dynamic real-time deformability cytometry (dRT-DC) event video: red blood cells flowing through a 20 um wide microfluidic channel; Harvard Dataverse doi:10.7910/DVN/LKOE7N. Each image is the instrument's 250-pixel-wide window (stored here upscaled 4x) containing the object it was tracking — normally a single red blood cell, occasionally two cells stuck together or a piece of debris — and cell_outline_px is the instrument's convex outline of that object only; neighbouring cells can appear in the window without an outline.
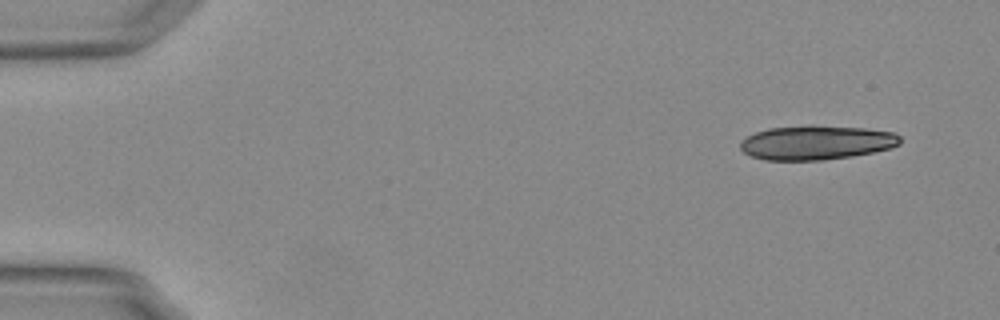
{"species": "Egyptian fruit bat (a non-hibernating species)", "species_latin": "Rousettus aegyptiacus", "temperature_condition": "warm", "stored_images_in_passage": 41, "segment_of_instrument_passage": [1, 2], "camera_frame_rate_fps": 3000, "um_per_image_px": 0.085, "animal": {"sex": "female"}, "frame": {"image": 1, "passage_image": 1, "time_ms": 0.0, "image_size_px": [1000, 320], "cell_outline_px": [[900, 144], [892, 148], [852, 156], [824, 160], [764, 160], [752, 156], [744, 152], [740, 148], [740, 144], [748, 136], [756, 132], [768, 128], [808, 124], [812, 124], [864, 128], [892, 132], [900, 136]], "centroid_in_image_um": [69.4, 12.1], "position_along_channel_um": 15.6, "area_um2": 32.14}}